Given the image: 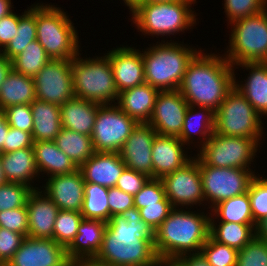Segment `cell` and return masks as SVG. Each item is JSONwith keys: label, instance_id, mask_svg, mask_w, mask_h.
<instances>
[{"label": "cell", "instance_id": "1", "mask_svg": "<svg viewBox=\"0 0 267 266\" xmlns=\"http://www.w3.org/2000/svg\"><path fill=\"white\" fill-rule=\"evenodd\" d=\"M96 260L111 266H155L154 231L136 207L114 215L103 234Z\"/></svg>", "mask_w": 267, "mask_h": 266}, {"label": "cell", "instance_id": "2", "mask_svg": "<svg viewBox=\"0 0 267 266\" xmlns=\"http://www.w3.org/2000/svg\"><path fill=\"white\" fill-rule=\"evenodd\" d=\"M204 51L189 63L179 91L189 105L208 107L215 112L234 87L236 73L223 54Z\"/></svg>", "mask_w": 267, "mask_h": 266}, {"label": "cell", "instance_id": "3", "mask_svg": "<svg viewBox=\"0 0 267 266\" xmlns=\"http://www.w3.org/2000/svg\"><path fill=\"white\" fill-rule=\"evenodd\" d=\"M173 208L154 231V249L158 258L178 259L198 253L210 233V212ZM209 214V215H208Z\"/></svg>", "mask_w": 267, "mask_h": 266}, {"label": "cell", "instance_id": "4", "mask_svg": "<svg viewBox=\"0 0 267 266\" xmlns=\"http://www.w3.org/2000/svg\"><path fill=\"white\" fill-rule=\"evenodd\" d=\"M165 41L159 40L142 49L145 83L159 91L179 90L189 63L202 48L197 50L184 42Z\"/></svg>", "mask_w": 267, "mask_h": 266}, {"label": "cell", "instance_id": "5", "mask_svg": "<svg viewBox=\"0 0 267 266\" xmlns=\"http://www.w3.org/2000/svg\"><path fill=\"white\" fill-rule=\"evenodd\" d=\"M196 0H176L170 2H139L129 12L132 16L131 25L144 37L170 36L185 33L193 29L198 15L191 9ZM185 30V31H184ZM166 34V35H165ZM158 36V37H157Z\"/></svg>", "mask_w": 267, "mask_h": 266}, {"label": "cell", "instance_id": "6", "mask_svg": "<svg viewBox=\"0 0 267 266\" xmlns=\"http://www.w3.org/2000/svg\"><path fill=\"white\" fill-rule=\"evenodd\" d=\"M37 41L51 59L72 60L80 53L78 31L56 5L36 3Z\"/></svg>", "mask_w": 267, "mask_h": 266}, {"label": "cell", "instance_id": "7", "mask_svg": "<svg viewBox=\"0 0 267 266\" xmlns=\"http://www.w3.org/2000/svg\"><path fill=\"white\" fill-rule=\"evenodd\" d=\"M83 58L79 53L72 59L71 71L74 96L101 105L115 104L119 93L109 57L104 54L93 58Z\"/></svg>", "mask_w": 267, "mask_h": 266}, {"label": "cell", "instance_id": "8", "mask_svg": "<svg viewBox=\"0 0 267 266\" xmlns=\"http://www.w3.org/2000/svg\"><path fill=\"white\" fill-rule=\"evenodd\" d=\"M228 26L231 34L224 56L233 66L267 62V8Z\"/></svg>", "mask_w": 267, "mask_h": 266}, {"label": "cell", "instance_id": "9", "mask_svg": "<svg viewBox=\"0 0 267 266\" xmlns=\"http://www.w3.org/2000/svg\"><path fill=\"white\" fill-rule=\"evenodd\" d=\"M263 118L233 87L226 95L220 107L215 111L214 132L224 136L263 139Z\"/></svg>", "mask_w": 267, "mask_h": 266}, {"label": "cell", "instance_id": "10", "mask_svg": "<svg viewBox=\"0 0 267 266\" xmlns=\"http://www.w3.org/2000/svg\"><path fill=\"white\" fill-rule=\"evenodd\" d=\"M261 140L224 136L213 132L200 150H196V156L207 166L251 169L250 164L255 160L254 157H257Z\"/></svg>", "mask_w": 267, "mask_h": 266}, {"label": "cell", "instance_id": "11", "mask_svg": "<svg viewBox=\"0 0 267 266\" xmlns=\"http://www.w3.org/2000/svg\"><path fill=\"white\" fill-rule=\"evenodd\" d=\"M199 168L205 207L208 203L210 210L224 200L246 193L257 174L253 169L207 166L200 159Z\"/></svg>", "mask_w": 267, "mask_h": 266}, {"label": "cell", "instance_id": "12", "mask_svg": "<svg viewBox=\"0 0 267 266\" xmlns=\"http://www.w3.org/2000/svg\"><path fill=\"white\" fill-rule=\"evenodd\" d=\"M137 125L116 103L100 105L91 136L95 152L119 153Z\"/></svg>", "mask_w": 267, "mask_h": 266}, {"label": "cell", "instance_id": "13", "mask_svg": "<svg viewBox=\"0 0 267 266\" xmlns=\"http://www.w3.org/2000/svg\"><path fill=\"white\" fill-rule=\"evenodd\" d=\"M193 156L184 166L161 178L166 197L173 208L205 206L199 158L196 154Z\"/></svg>", "mask_w": 267, "mask_h": 266}, {"label": "cell", "instance_id": "14", "mask_svg": "<svg viewBox=\"0 0 267 266\" xmlns=\"http://www.w3.org/2000/svg\"><path fill=\"white\" fill-rule=\"evenodd\" d=\"M72 60L51 59L33 77L36 99L61 106L74 97Z\"/></svg>", "mask_w": 267, "mask_h": 266}, {"label": "cell", "instance_id": "15", "mask_svg": "<svg viewBox=\"0 0 267 266\" xmlns=\"http://www.w3.org/2000/svg\"><path fill=\"white\" fill-rule=\"evenodd\" d=\"M5 266H71L66 248L53 239L26 236Z\"/></svg>", "mask_w": 267, "mask_h": 266}, {"label": "cell", "instance_id": "16", "mask_svg": "<svg viewBox=\"0 0 267 266\" xmlns=\"http://www.w3.org/2000/svg\"><path fill=\"white\" fill-rule=\"evenodd\" d=\"M188 107L179 90L160 91L148 124L158 135L179 137Z\"/></svg>", "mask_w": 267, "mask_h": 266}, {"label": "cell", "instance_id": "17", "mask_svg": "<svg viewBox=\"0 0 267 266\" xmlns=\"http://www.w3.org/2000/svg\"><path fill=\"white\" fill-rule=\"evenodd\" d=\"M155 129L148 123H138L120 150L126 167L153 178L152 146Z\"/></svg>", "mask_w": 267, "mask_h": 266}, {"label": "cell", "instance_id": "18", "mask_svg": "<svg viewBox=\"0 0 267 266\" xmlns=\"http://www.w3.org/2000/svg\"><path fill=\"white\" fill-rule=\"evenodd\" d=\"M107 52L118 93L145 83L142 51L122 45Z\"/></svg>", "mask_w": 267, "mask_h": 266}, {"label": "cell", "instance_id": "19", "mask_svg": "<svg viewBox=\"0 0 267 266\" xmlns=\"http://www.w3.org/2000/svg\"><path fill=\"white\" fill-rule=\"evenodd\" d=\"M40 188L58 206L59 210L81 212L85 181L80 169L70 174L47 177Z\"/></svg>", "mask_w": 267, "mask_h": 266}, {"label": "cell", "instance_id": "20", "mask_svg": "<svg viewBox=\"0 0 267 266\" xmlns=\"http://www.w3.org/2000/svg\"><path fill=\"white\" fill-rule=\"evenodd\" d=\"M185 147L178 137L157 134L152 146L153 178L161 179L188 163L193 157L187 152L190 147Z\"/></svg>", "mask_w": 267, "mask_h": 266}, {"label": "cell", "instance_id": "21", "mask_svg": "<svg viewBox=\"0 0 267 266\" xmlns=\"http://www.w3.org/2000/svg\"><path fill=\"white\" fill-rule=\"evenodd\" d=\"M28 237L53 239L58 206L42 191L34 189L28 196Z\"/></svg>", "mask_w": 267, "mask_h": 266}, {"label": "cell", "instance_id": "22", "mask_svg": "<svg viewBox=\"0 0 267 266\" xmlns=\"http://www.w3.org/2000/svg\"><path fill=\"white\" fill-rule=\"evenodd\" d=\"M238 66V67H237ZM242 67L249 71L247 79L240 81L234 76V87L246 98L253 108L267 117V62L241 63L234 65V70Z\"/></svg>", "mask_w": 267, "mask_h": 266}, {"label": "cell", "instance_id": "23", "mask_svg": "<svg viewBox=\"0 0 267 266\" xmlns=\"http://www.w3.org/2000/svg\"><path fill=\"white\" fill-rule=\"evenodd\" d=\"M126 165L117 152H95L80 167L85 183L108 188L116 186Z\"/></svg>", "mask_w": 267, "mask_h": 266}, {"label": "cell", "instance_id": "24", "mask_svg": "<svg viewBox=\"0 0 267 266\" xmlns=\"http://www.w3.org/2000/svg\"><path fill=\"white\" fill-rule=\"evenodd\" d=\"M106 226L105 221L83 218L74 240L66 248L69 261L95 258L101 249Z\"/></svg>", "mask_w": 267, "mask_h": 266}, {"label": "cell", "instance_id": "25", "mask_svg": "<svg viewBox=\"0 0 267 266\" xmlns=\"http://www.w3.org/2000/svg\"><path fill=\"white\" fill-rule=\"evenodd\" d=\"M0 158L7 182L21 183L30 186L33 190L39 189L36 185L34 187V179L36 181L41 177H39L33 147L0 154Z\"/></svg>", "mask_w": 267, "mask_h": 266}, {"label": "cell", "instance_id": "26", "mask_svg": "<svg viewBox=\"0 0 267 266\" xmlns=\"http://www.w3.org/2000/svg\"><path fill=\"white\" fill-rule=\"evenodd\" d=\"M159 92L148 83H143L119 93L116 104L138 123H148Z\"/></svg>", "mask_w": 267, "mask_h": 266}, {"label": "cell", "instance_id": "27", "mask_svg": "<svg viewBox=\"0 0 267 266\" xmlns=\"http://www.w3.org/2000/svg\"><path fill=\"white\" fill-rule=\"evenodd\" d=\"M100 105L74 96L60 106L62 127L92 136L96 114Z\"/></svg>", "mask_w": 267, "mask_h": 266}, {"label": "cell", "instance_id": "28", "mask_svg": "<svg viewBox=\"0 0 267 266\" xmlns=\"http://www.w3.org/2000/svg\"><path fill=\"white\" fill-rule=\"evenodd\" d=\"M196 108V109H195ZM215 130V112L208 107H198L189 105L185 117L184 123L181 130V134L178 137L187 147L192 143L198 150L202 147L213 135ZM197 137V145L193 142ZM200 141V142H199ZM198 146V147H197Z\"/></svg>", "mask_w": 267, "mask_h": 266}, {"label": "cell", "instance_id": "29", "mask_svg": "<svg viewBox=\"0 0 267 266\" xmlns=\"http://www.w3.org/2000/svg\"><path fill=\"white\" fill-rule=\"evenodd\" d=\"M34 158L41 175L51 177L59 174H70L79 167L62 152L54 141L33 142ZM43 172V173H42Z\"/></svg>", "mask_w": 267, "mask_h": 266}, {"label": "cell", "instance_id": "30", "mask_svg": "<svg viewBox=\"0 0 267 266\" xmlns=\"http://www.w3.org/2000/svg\"><path fill=\"white\" fill-rule=\"evenodd\" d=\"M30 106L33 116V141H54L62 128L60 106L37 99Z\"/></svg>", "mask_w": 267, "mask_h": 266}, {"label": "cell", "instance_id": "31", "mask_svg": "<svg viewBox=\"0 0 267 266\" xmlns=\"http://www.w3.org/2000/svg\"><path fill=\"white\" fill-rule=\"evenodd\" d=\"M36 99L33 77L23 75L13 69L0 86V107L31 104Z\"/></svg>", "mask_w": 267, "mask_h": 266}, {"label": "cell", "instance_id": "32", "mask_svg": "<svg viewBox=\"0 0 267 266\" xmlns=\"http://www.w3.org/2000/svg\"><path fill=\"white\" fill-rule=\"evenodd\" d=\"M208 211H211L210 222L255 224L248 192L224 200Z\"/></svg>", "mask_w": 267, "mask_h": 266}, {"label": "cell", "instance_id": "33", "mask_svg": "<svg viewBox=\"0 0 267 266\" xmlns=\"http://www.w3.org/2000/svg\"><path fill=\"white\" fill-rule=\"evenodd\" d=\"M255 228L256 224L210 222L209 235L219 243L241 250L256 237Z\"/></svg>", "mask_w": 267, "mask_h": 266}, {"label": "cell", "instance_id": "34", "mask_svg": "<svg viewBox=\"0 0 267 266\" xmlns=\"http://www.w3.org/2000/svg\"><path fill=\"white\" fill-rule=\"evenodd\" d=\"M54 142L78 167L95 153L91 136L63 127Z\"/></svg>", "mask_w": 267, "mask_h": 266}, {"label": "cell", "instance_id": "35", "mask_svg": "<svg viewBox=\"0 0 267 266\" xmlns=\"http://www.w3.org/2000/svg\"><path fill=\"white\" fill-rule=\"evenodd\" d=\"M29 7L19 15L17 34L1 52L9 60L23 52L29 43L37 39L36 4Z\"/></svg>", "mask_w": 267, "mask_h": 266}, {"label": "cell", "instance_id": "36", "mask_svg": "<svg viewBox=\"0 0 267 266\" xmlns=\"http://www.w3.org/2000/svg\"><path fill=\"white\" fill-rule=\"evenodd\" d=\"M109 188L94 183H85L81 215L85 219L108 222L111 219L108 205Z\"/></svg>", "mask_w": 267, "mask_h": 266}, {"label": "cell", "instance_id": "37", "mask_svg": "<svg viewBox=\"0 0 267 266\" xmlns=\"http://www.w3.org/2000/svg\"><path fill=\"white\" fill-rule=\"evenodd\" d=\"M51 60L41 44L35 40L23 52L11 60L12 69L26 76L34 77Z\"/></svg>", "mask_w": 267, "mask_h": 266}, {"label": "cell", "instance_id": "38", "mask_svg": "<svg viewBox=\"0 0 267 266\" xmlns=\"http://www.w3.org/2000/svg\"><path fill=\"white\" fill-rule=\"evenodd\" d=\"M82 219L81 212L59 210L54 224L53 240L67 248L74 240Z\"/></svg>", "mask_w": 267, "mask_h": 266}, {"label": "cell", "instance_id": "39", "mask_svg": "<svg viewBox=\"0 0 267 266\" xmlns=\"http://www.w3.org/2000/svg\"><path fill=\"white\" fill-rule=\"evenodd\" d=\"M200 252L211 266H236L238 250L215 241L210 235Z\"/></svg>", "mask_w": 267, "mask_h": 266}, {"label": "cell", "instance_id": "40", "mask_svg": "<svg viewBox=\"0 0 267 266\" xmlns=\"http://www.w3.org/2000/svg\"><path fill=\"white\" fill-rule=\"evenodd\" d=\"M253 221L255 224L267 217V177L256 174L248 187Z\"/></svg>", "mask_w": 267, "mask_h": 266}, {"label": "cell", "instance_id": "41", "mask_svg": "<svg viewBox=\"0 0 267 266\" xmlns=\"http://www.w3.org/2000/svg\"><path fill=\"white\" fill-rule=\"evenodd\" d=\"M228 24L255 15L267 8V0H224Z\"/></svg>", "mask_w": 267, "mask_h": 266}, {"label": "cell", "instance_id": "42", "mask_svg": "<svg viewBox=\"0 0 267 266\" xmlns=\"http://www.w3.org/2000/svg\"><path fill=\"white\" fill-rule=\"evenodd\" d=\"M32 191L30 186L21 183L7 182L0 185V212L26 206Z\"/></svg>", "mask_w": 267, "mask_h": 266}, {"label": "cell", "instance_id": "43", "mask_svg": "<svg viewBox=\"0 0 267 266\" xmlns=\"http://www.w3.org/2000/svg\"><path fill=\"white\" fill-rule=\"evenodd\" d=\"M236 266H267V242L253 238L241 250H238Z\"/></svg>", "mask_w": 267, "mask_h": 266}, {"label": "cell", "instance_id": "44", "mask_svg": "<svg viewBox=\"0 0 267 266\" xmlns=\"http://www.w3.org/2000/svg\"><path fill=\"white\" fill-rule=\"evenodd\" d=\"M160 201H169L161 179L150 178L142 189L134 196V207L138 210L147 205L157 204Z\"/></svg>", "mask_w": 267, "mask_h": 266}, {"label": "cell", "instance_id": "45", "mask_svg": "<svg viewBox=\"0 0 267 266\" xmlns=\"http://www.w3.org/2000/svg\"><path fill=\"white\" fill-rule=\"evenodd\" d=\"M9 126L32 134L33 116L30 104L13 105L4 109Z\"/></svg>", "mask_w": 267, "mask_h": 266}, {"label": "cell", "instance_id": "46", "mask_svg": "<svg viewBox=\"0 0 267 266\" xmlns=\"http://www.w3.org/2000/svg\"><path fill=\"white\" fill-rule=\"evenodd\" d=\"M0 228L28 236V212L26 206L0 212Z\"/></svg>", "mask_w": 267, "mask_h": 266}, {"label": "cell", "instance_id": "47", "mask_svg": "<svg viewBox=\"0 0 267 266\" xmlns=\"http://www.w3.org/2000/svg\"><path fill=\"white\" fill-rule=\"evenodd\" d=\"M173 209L170 201H160L139 209L141 219L155 231Z\"/></svg>", "mask_w": 267, "mask_h": 266}, {"label": "cell", "instance_id": "48", "mask_svg": "<svg viewBox=\"0 0 267 266\" xmlns=\"http://www.w3.org/2000/svg\"><path fill=\"white\" fill-rule=\"evenodd\" d=\"M25 236L0 228V265L5 266L21 246Z\"/></svg>", "mask_w": 267, "mask_h": 266}, {"label": "cell", "instance_id": "49", "mask_svg": "<svg viewBox=\"0 0 267 266\" xmlns=\"http://www.w3.org/2000/svg\"><path fill=\"white\" fill-rule=\"evenodd\" d=\"M150 179L147 175L125 167L116 186L125 193L135 196Z\"/></svg>", "mask_w": 267, "mask_h": 266}, {"label": "cell", "instance_id": "50", "mask_svg": "<svg viewBox=\"0 0 267 266\" xmlns=\"http://www.w3.org/2000/svg\"><path fill=\"white\" fill-rule=\"evenodd\" d=\"M108 201L111 218L134 207V196L123 192L117 187L109 188Z\"/></svg>", "mask_w": 267, "mask_h": 266}, {"label": "cell", "instance_id": "51", "mask_svg": "<svg viewBox=\"0 0 267 266\" xmlns=\"http://www.w3.org/2000/svg\"><path fill=\"white\" fill-rule=\"evenodd\" d=\"M32 134L9 126L3 154L33 146Z\"/></svg>", "mask_w": 267, "mask_h": 266}, {"label": "cell", "instance_id": "52", "mask_svg": "<svg viewBox=\"0 0 267 266\" xmlns=\"http://www.w3.org/2000/svg\"><path fill=\"white\" fill-rule=\"evenodd\" d=\"M19 14L10 13L0 19V52H2L18 31Z\"/></svg>", "mask_w": 267, "mask_h": 266}, {"label": "cell", "instance_id": "53", "mask_svg": "<svg viewBox=\"0 0 267 266\" xmlns=\"http://www.w3.org/2000/svg\"><path fill=\"white\" fill-rule=\"evenodd\" d=\"M178 260L184 266H211L201 252L182 255Z\"/></svg>", "mask_w": 267, "mask_h": 266}, {"label": "cell", "instance_id": "54", "mask_svg": "<svg viewBox=\"0 0 267 266\" xmlns=\"http://www.w3.org/2000/svg\"><path fill=\"white\" fill-rule=\"evenodd\" d=\"M12 69V63L11 60L6 58L1 52H0V86L5 81V78L7 77V74Z\"/></svg>", "mask_w": 267, "mask_h": 266}, {"label": "cell", "instance_id": "55", "mask_svg": "<svg viewBox=\"0 0 267 266\" xmlns=\"http://www.w3.org/2000/svg\"><path fill=\"white\" fill-rule=\"evenodd\" d=\"M71 266H111V265L102 263L96 260L95 258H91V259L76 260L71 263Z\"/></svg>", "mask_w": 267, "mask_h": 266}, {"label": "cell", "instance_id": "56", "mask_svg": "<svg viewBox=\"0 0 267 266\" xmlns=\"http://www.w3.org/2000/svg\"><path fill=\"white\" fill-rule=\"evenodd\" d=\"M256 237L267 242V217L256 224Z\"/></svg>", "mask_w": 267, "mask_h": 266}, {"label": "cell", "instance_id": "57", "mask_svg": "<svg viewBox=\"0 0 267 266\" xmlns=\"http://www.w3.org/2000/svg\"><path fill=\"white\" fill-rule=\"evenodd\" d=\"M8 131L9 124L7 123L6 119H4L0 123V154H3V146L4 142L6 141Z\"/></svg>", "mask_w": 267, "mask_h": 266}, {"label": "cell", "instance_id": "58", "mask_svg": "<svg viewBox=\"0 0 267 266\" xmlns=\"http://www.w3.org/2000/svg\"><path fill=\"white\" fill-rule=\"evenodd\" d=\"M11 0H0V19L12 13L14 8Z\"/></svg>", "mask_w": 267, "mask_h": 266}, {"label": "cell", "instance_id": "59", "mask_svg": "<svg viewBox=\"0 0 267 266\" xmlns=\"http://www.w3.org/2000/svg\"><path fill=\"white\" fill-rule=\"evenodd\" d=\"M155 266H184L178 259L158 258Z\"/></svg>", "mask_w": 267, "mask_h": 266}, {"label": "cell", "instance_id": "60", "mask_svg": "<svg viewBox=\"0 0 267 266\" xmlns=\"http://www.w3.org/2000/svg\"><path fill=\"white\" fill-rule=\"evenodd\" d=\"M125 6L129 7L128 9L131 10L136 4L140 2V0H122Z\"/></svg>", "mask_w": 267, "mask_h": 266}, {"label": "cell", "instance_id": "61", "mask_svg": "<svg viewBox=\"0 0 267 266\" xmlns=\"http://www.w3.org/2000/svg\"><path fill=\"white\" fill-rule=\"evenodd\" d=\"M7 183V180L4 176V172H3V168H2V164H1V158H0V185H3Z\"/></svg>", "mask_w": 267, "mask_h": 266}, {"label": "cell", "instance_id": "62", "mask_svg": "<svg viewBox=\"0 0 267 266\" xmlns=\"http://www.w3.org/2000/svg\"><path fill=\"white\" fill-rule=\"evenodd\" d=\"M170 1H176V0H140V2H151V3H156V2H170Z\"/></svg>", "mask_w": 267, "mask_h": 266}, {"label": "cell", "instance_id": "63", "mask_svg": "<svg viewBox=\"0 0 267 266\" xmlns=\"http://www.w3.org/2000/svg\"><path fill=\"white\" fill-rule=\"evenodd\" d=\"M5 119L4 109L0 107V123Z\"/></svg>", "mask_w": 267, "mask_h": 266}]
</instances>
